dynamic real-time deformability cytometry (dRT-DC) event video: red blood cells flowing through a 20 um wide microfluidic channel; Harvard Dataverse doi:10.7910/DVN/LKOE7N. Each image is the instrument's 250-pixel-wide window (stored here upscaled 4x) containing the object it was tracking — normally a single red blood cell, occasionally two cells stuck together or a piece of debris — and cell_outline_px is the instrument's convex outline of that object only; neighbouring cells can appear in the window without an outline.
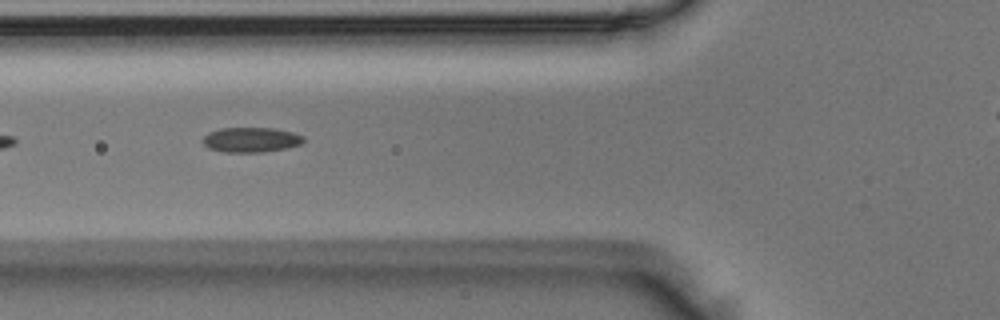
{"species": "Egyptian fruit bat (a non-hibernating species)", "species_latin": "Rousettus aegyptiacus", "temperature_condition": "room temperature", "stored_images_in_passage": 32, "camera_frame_rate_fps": 3000, "um_per_image_px": 0.085, "animal": {"sex": "male"}, "frame": {"image": 1, "passage_image": 5, "time_ms": 1.333, "image_size_px": [1000, 320], "cell_outline_px": [[304, 140], [300, 144], [284, 148], [264, 152], [224, 152], [208, 148], [204, 144], [204, 136], [208, 132], [220, 128], [276, 128], [292, 132], [304, 136]], "centroid_in_image_um": [21.33, 11.87], "position_along_channel_um": 104.5, "area_um2": 14.57}}
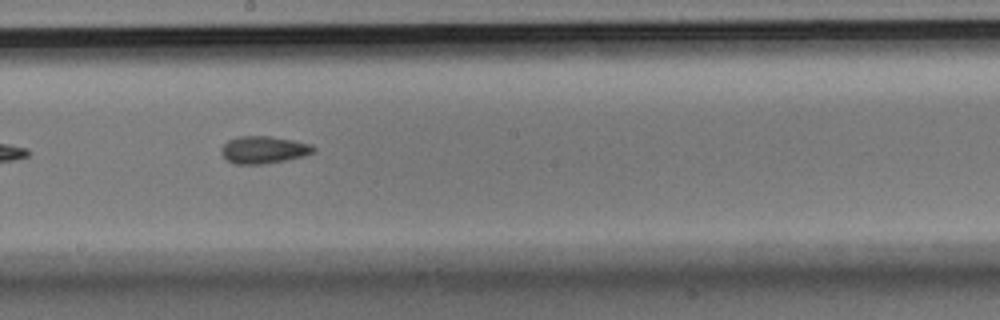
{"frame": {"image": 2, "passage_image": 14, "time_ms": 4.333, "image_size_px": [1000, 320], "cell_outline_px": [[316, 152], [304, 156], [284, 160], [260, 164], [236, 164], [228, 160], [220, 152], [220, 148], [228, 140], [236, 136], [268, 136], [292, 140], [312, 144], [316, 148]], "centroid_in_image_um": [22.42, 12.72], "position_along_channel_um": 225.8, "area_um2": 14.68}}
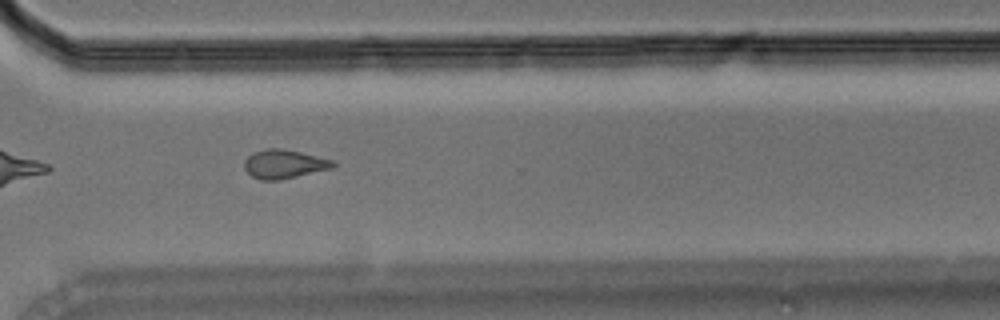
{"frame": {"image": 3, "passage_image": 23, "time_ms": 7.333, "image_size_px": [1000, 320], "cell_outline_px": [[336, 164], [332, 168], [280, 180], [260, 180], [252, 176], [244, 168], [244, 160], [252, 152], [268, 148], [280, 148], [300, 152], [336, 160]], "centroid_in_image_um": [24.15, 13.94], "position_along_channel_um": 346.4, "area_um2": 14.97}}